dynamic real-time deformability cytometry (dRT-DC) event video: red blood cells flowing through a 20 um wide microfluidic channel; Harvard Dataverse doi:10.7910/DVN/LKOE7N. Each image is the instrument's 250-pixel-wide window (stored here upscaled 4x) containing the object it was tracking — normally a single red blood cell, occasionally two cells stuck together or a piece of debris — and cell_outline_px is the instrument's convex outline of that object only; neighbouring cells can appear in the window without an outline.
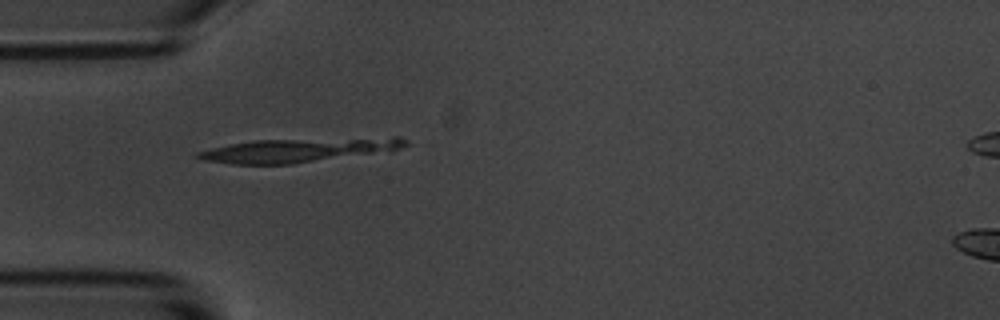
{"species": "common noctule bat (a hibernating species)", "species_latin": "Nyctalus noctula", "temperature_condition": "room temperature", "stored_images_in_passage": 1, "camera_frame_rate_fps": 3000, "um_per_image_px": 0.085, "animal": {"sex": "male", "body_mass_g": 20.1, "forearm_length_mm": 53.5}, "frame": {"image": 1, "passage_image": 1, "time_ms": 0.0, "image_size_px": [1000, 320], "cell_outline_px": [[408, 144], [392, 152], [292, 164], [232, 164], [204, 160], [192, 156], [196, 152], [212, 148], [252, 140], [392, 136], [400, 136], [408, 140]], "centroid_in_image_um": [25.54, 12.75], "position_along_channel_um": 59.5, "area_um2": 30.0}}